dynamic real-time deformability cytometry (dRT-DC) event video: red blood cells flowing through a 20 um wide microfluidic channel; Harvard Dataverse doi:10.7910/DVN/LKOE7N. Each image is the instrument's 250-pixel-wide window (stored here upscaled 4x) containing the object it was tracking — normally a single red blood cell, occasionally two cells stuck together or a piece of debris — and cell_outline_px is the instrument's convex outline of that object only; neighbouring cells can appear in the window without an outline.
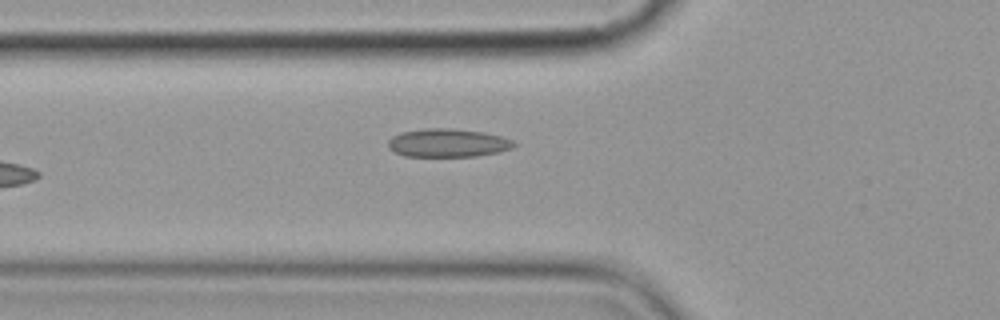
{"species": "common noctule bat (a hibernating species)", "species_latin": "Nyctalus noctula", "temperature_condition": "cold", "stored_images_in_passage": 6, "camera_frame_rate_fps": 3000, "um_per_image_px": 0.085, "animal": {"sex": "female", "body_mass_g": 19.9}, "frame": {"image": 1, "passage_image": 6, "time_ms": 7.0, "image_size_px": [1000, 320], "cell_outline_px": [[516, 144], [512, 148], [500, 152], [476, 156], [404, 156], [388, 148], [388, 140], [392, 136], [400, 132], [424, 128], [452, 128], [484, 132], [500, 136], [512, 140]], "centroid_in_image_um": [38.05, 12.14], "position_along_channel_um": 87.8, "area_um2": 20.87}}